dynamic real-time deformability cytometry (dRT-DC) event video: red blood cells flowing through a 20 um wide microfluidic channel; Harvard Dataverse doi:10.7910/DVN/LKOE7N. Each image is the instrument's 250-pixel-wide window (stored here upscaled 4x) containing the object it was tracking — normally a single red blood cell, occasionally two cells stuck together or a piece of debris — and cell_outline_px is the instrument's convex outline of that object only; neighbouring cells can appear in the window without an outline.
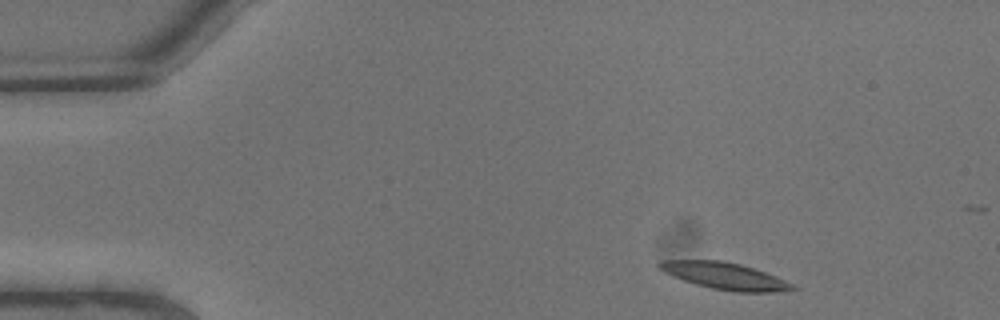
{"species": "common noctule bat (a hibernating species)", "species_latin": "Nyctalus noctula", "temperature_condition": "warm", "stored_images_in_passage": 7, "camera_frame_rate_fps": 3000, "um_per_image_px": 0.085, "animal": {"sex": "male", "body_mass_g": 13.3}, "frame": {"image": 1, "passage_image": 1, "time_ms": 0.0, "image_size_px": [1000, 320], "cell_outline_px": [[800, 288], [772, 292], [732, 292], [712, 288], [696, 284], [672, 276], [656, 268], [656, 264], [660, 260], [724, 260], [740, 264], [776, 276], [796, 284]], "centroid_in_image_um": [61.6, 23.45], "position_along_channel_um": 23.4, "area_um2": 20.98}}
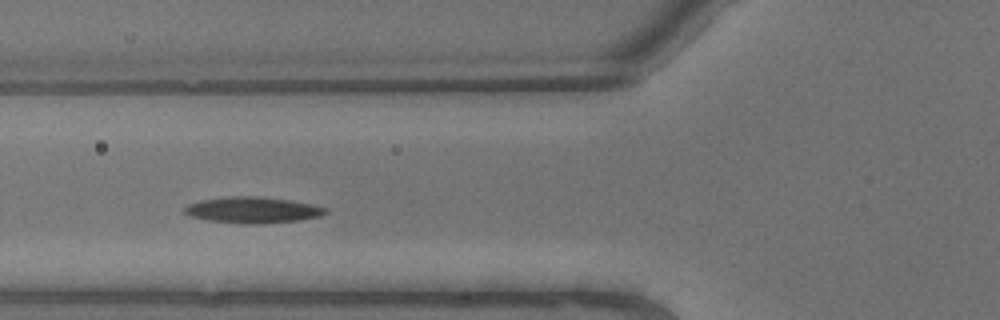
{"frame": {"image": 2, "passage_image": 6, "time_ms": 1.667, "image_size_px": [1000, 320], "cell_outline_px": [[328, 212], [320, 216], [300, 220], [260, 224], [248, 224], [208, 220], [192, 216], [184, 212], [184, 208], [188, 204], [200, 200], [232, 196], [256, 196], [292, 200], [312, 204], [328, 208]], "centroid_in_image_um": [21.52, 17.84], "position_along_channel_um": 104.3, "area_um2": 21.44}}
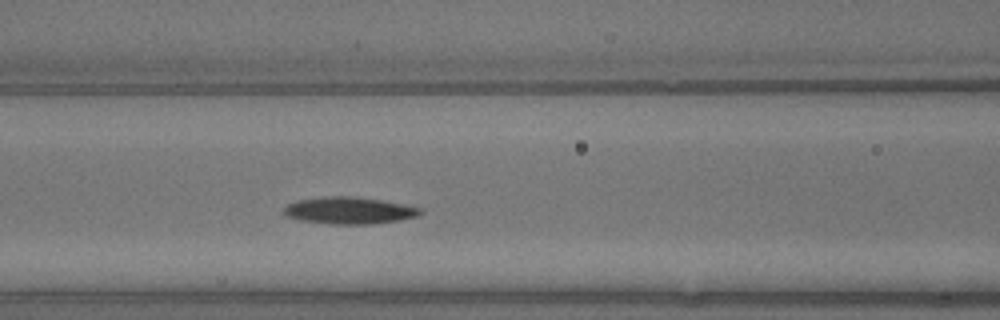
{"frame": {"image": 3, "passage_image": 7, "time_ms": 2.0, "image_size_px": [1000, 320], "cell_outline_px": [[424, 212], [420, 216], [400, 220], [372, 224], [332, 224], [300, 220], [288, 216], [284, 212], [284, 208], [288, 204], [296, 200], [328, 196], [352, 196], [380, 200], [404, 204], [424, 208]], "centroid_in_image_um": [29.75, 17.89], "position_along_channel_um": 136.8, "area_um2": 21.5}}